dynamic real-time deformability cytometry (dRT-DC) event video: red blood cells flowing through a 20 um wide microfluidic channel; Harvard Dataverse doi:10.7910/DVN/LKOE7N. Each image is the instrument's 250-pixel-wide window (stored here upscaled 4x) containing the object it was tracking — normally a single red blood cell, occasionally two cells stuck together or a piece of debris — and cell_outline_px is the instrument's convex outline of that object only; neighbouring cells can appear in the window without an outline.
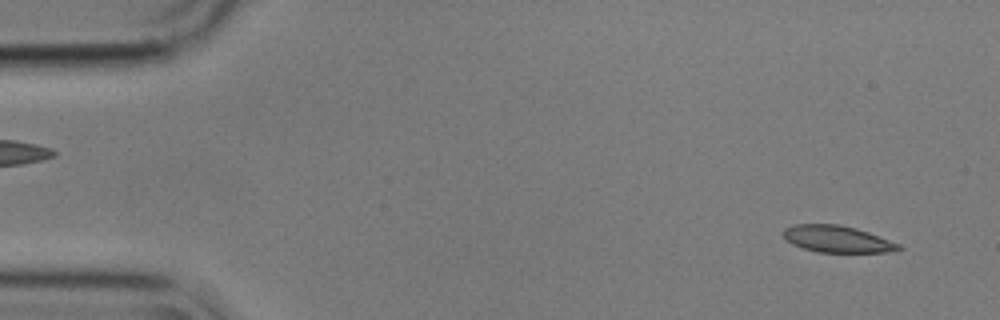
{"species": "common noctule bat (a hibernating species)", "species_latin": "Nyctalus noctula", "temperature_condition": "cold", "stored_images_in_passage": 55, "camera_frame_rate_fps": 3000, "um_per_image_px": 0.085, "animal": {"sex": "male", "body_mass_g": 17.9}, "frame": {"image": 1, "passage_image": 3, "time_ms": 0.667, "image_size_px": [1000, 320], "cell_outline_px": [[904, 248], [888, 252], [816, 252], [792, 244], [780, 232], [784, 228], [796, 224], [840, 224], [856, 228], [868, 232], [900, 244]], "centroid_in_image_um": [71.15, 20.31], "position_along_channel_um": 13.9, "area_um2": 17.98}}
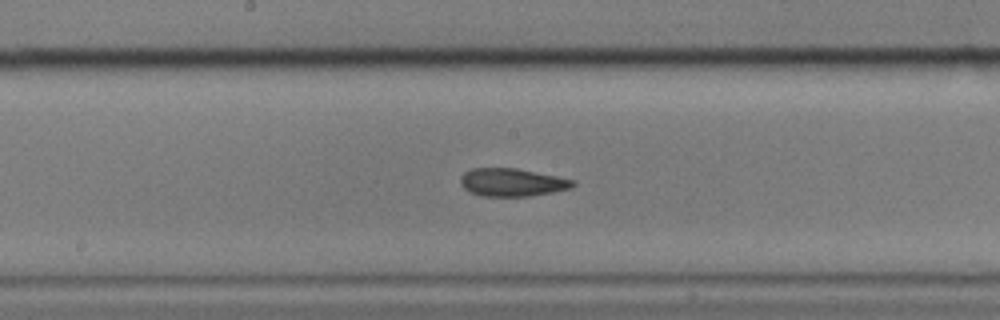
{"frame": {"image": 2, "passage_image": 28, "time_ms": 9.0, "image_size_px": [1000, 320], "cell_outline_px": [[576, 184], [572, 188], [552, 192], [528, 196], [480, 196], [468, 192], [460, 184], [460, 176], [464, 172], [472, 168], [516, 168], [576, 180]], "centroid_in_image_um": [43.5, 15.5], "position_along_channel_um": 204.7, "area_um2": 18.44}}
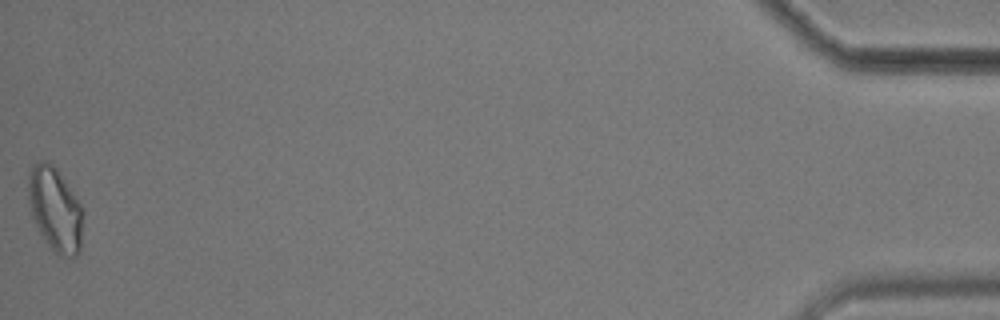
{"frame": {"image": 3, "passage_image": 55, "time_ms": 18.0, "image_size_px": [1000, 320], "cell_outline_px": [[84, 212], [80, 252], [76, 256], [68, 260], [60, 256], [48, 244], [40, 232], [32, 216], [28, 204], [28, 172], [32, 164], [40, 160], [48, 160], [56, 168], [84, 208]], "centroid_in_image_um": [4.7, 17.79], "position_along_channel_um": 430.5, "area_um2": 27.34}, "authors_computed_cell_mechanics": {"area_um2": 18.785, "velocity_mm_per_s": 3.565, "shape_relaxation_time_tau1_ms": null, "shape_relaxation_time_tau2_ms": 4.128, "deformation_change_tau1": null, "deformation_change_tau2": 0.1028}}